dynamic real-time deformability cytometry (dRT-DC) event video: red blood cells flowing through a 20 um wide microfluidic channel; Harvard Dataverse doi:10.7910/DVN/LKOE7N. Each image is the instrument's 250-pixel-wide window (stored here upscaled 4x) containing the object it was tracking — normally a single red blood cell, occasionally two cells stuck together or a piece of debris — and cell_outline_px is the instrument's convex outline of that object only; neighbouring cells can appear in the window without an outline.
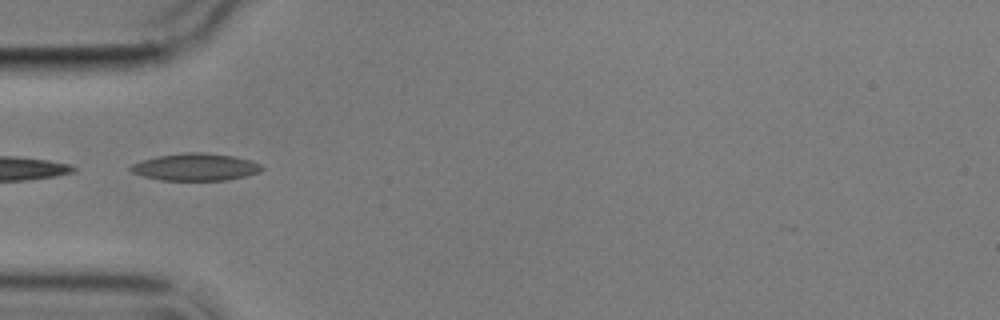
{"species": "common noctule bat (a hibernating species)", "species_latin": "Nyctalus noctula", "temperature_condition": "cold", "stored_images_in_passage": 2, "camera_frame_rate_fps": 3000, "um_per_image_px": 0.085, "animal": {"sex": "male", "body_mass_g": 17.9}, "frame": {"image": 1, "passage_image": 1, "time_ms": 0.0, "image_size_px": [1000, 320], "cell_outline_px": [[264, 168], [260, 172], [244, 176], [224, 180], [160, 180], [144, 176], [132, 172], [128, 168], [132, 164], [156, 156], [184, 152], [204, 152], [232, 156], [248, 160], [260, 164]], "centroid_in_image_um": [16.6, 14.19], "position_along_channel_um": 68.4, "area_um2": 20.63}}
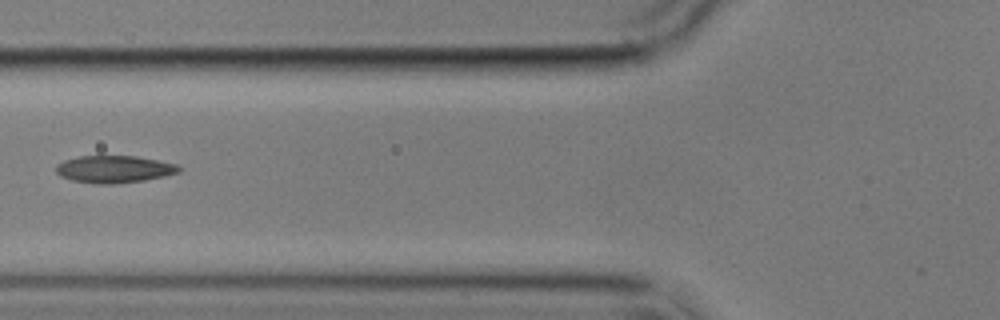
{"frame": {"image": 2, "passage_image": 2, "time_ms": 1.333, "image_size_px": [1000, 320], "cell_outline_px": [[180, 172], [164, 176], [144, 180], [112, 184], [100, 184], [72, 180], [60, 176], [56, 172], [56, 164], [64, 160], [80, 156], [136, 156], [176, 164], [180, 168]], "centroid_in_image_um": [9.68, 14.38], "position_along_channel_um": 116.1, "area_um2": 19.36}}